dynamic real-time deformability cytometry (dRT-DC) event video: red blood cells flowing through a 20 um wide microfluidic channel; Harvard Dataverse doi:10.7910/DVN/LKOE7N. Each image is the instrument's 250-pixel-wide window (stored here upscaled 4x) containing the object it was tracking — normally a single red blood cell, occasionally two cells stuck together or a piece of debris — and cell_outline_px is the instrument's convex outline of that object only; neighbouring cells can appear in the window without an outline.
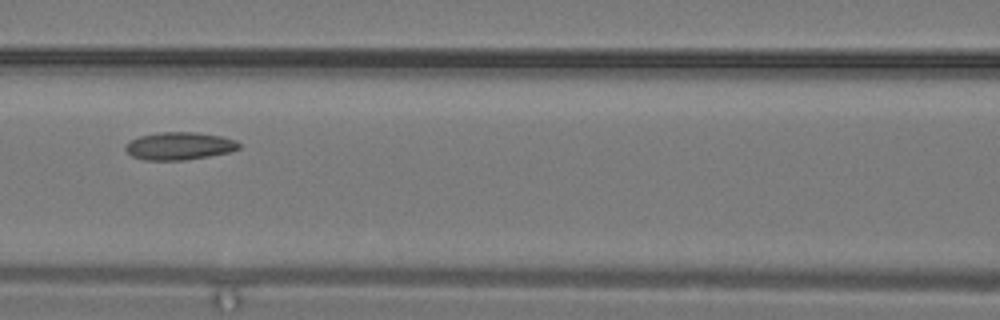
{"species": "common noctule bat (a hibernating species)", "species_latin": "Nyctalus noctula", "temperature_condition": "warm", "stored_images_in_passage": 4, "camera_frame_rate_fps": 3000, "um_per_image_px": 0.085, "animal": {"sex": "male", "body_mass_g": 19.2, "forearm_length_mm": 51.8}, "frame": {"image": 1, "passage_image": 4, "time_ms": 1.0, "image_size_px": [1000, 320], "cell_outline_px": [[240, 148], [228, 152], [208, 156], [184, 160], [144, 160], [132, 156], [124, 148], [124, 144], [140, 136], [160, 132], [196, 132], [224, 136], [236, 140], [240, 144]], "centroid_in_image_um": [15.25, 12.4], "position_along_channel_um": 151.4, "area_um2": 18.32}}